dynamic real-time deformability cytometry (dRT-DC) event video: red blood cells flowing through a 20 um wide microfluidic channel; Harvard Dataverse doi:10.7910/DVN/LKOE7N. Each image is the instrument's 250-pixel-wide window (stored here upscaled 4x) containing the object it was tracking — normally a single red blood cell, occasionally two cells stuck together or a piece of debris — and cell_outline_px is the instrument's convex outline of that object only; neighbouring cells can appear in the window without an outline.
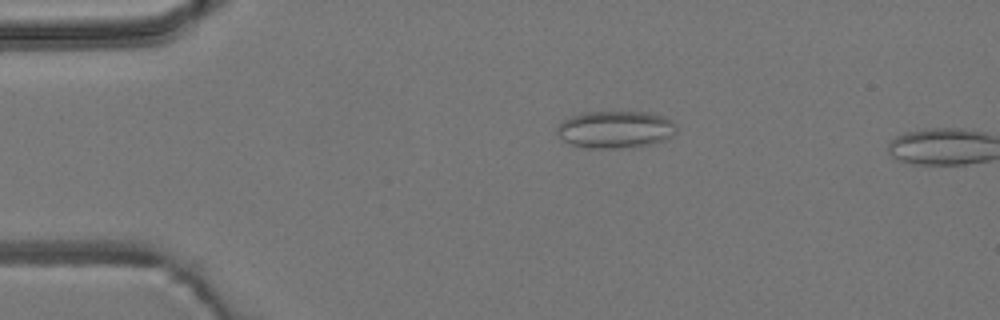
{"species": "common noctule bat (a hibernating species)", "species_latin": "Nyctalus noctula", "temperature_condition": "room temperature", "stored_images_in_passage": 4, "camera_frame_rate_fps": 3000, "um_per_image_px": 0.085, "animal": {"sex": "male", "body_mass_g": 19.2, "forearm_length_mm": 51.8}, "frame": {"image": 1, "passage_image": 3, "time_ms": 2.667, "image_size_px": [1000, 320], "cell_outline_px": [[676, 132], [672, 136], [664, 140], [648, 144], [620, 148], [584, 148], [572, 144], [564, 140], [556, 132], [556, 128], [564, 120], [580, 112], [648, 112], [664, 116], [672, 120], [676, 124]], "centroid_in_image_um": [52.32, 10.99], "position_along_channel_um": 32.7, "area_um2": 25.89}}